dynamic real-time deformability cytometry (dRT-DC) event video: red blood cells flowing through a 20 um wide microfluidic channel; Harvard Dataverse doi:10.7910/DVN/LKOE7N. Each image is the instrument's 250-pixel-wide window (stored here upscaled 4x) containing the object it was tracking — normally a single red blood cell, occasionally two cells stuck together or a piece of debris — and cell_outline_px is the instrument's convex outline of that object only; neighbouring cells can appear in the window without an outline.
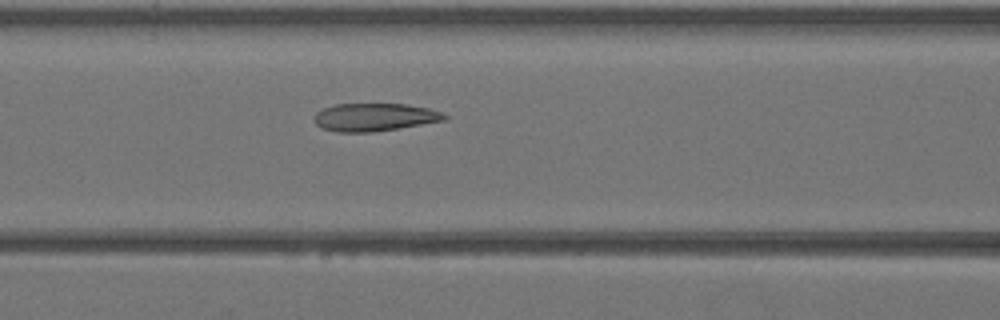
{"species": "Egyptian fruit bat (a non-hibernating species)", "species_latin": "Rousettus aegyptiacus", "temperature_condition": "warm", "stored_images_in_passage": 42, "camera_frame_rate_fps": 3000, "um_per_image_px": 0.085, "animal": {"sex": "female"}, "frame": {"image": 1, "passage_image": 18, "time_ms": 5.667, "image_size_px": [1000, 320], "cell_outline_px": [[448, 116], [444, 120], [372, 132], [336, 132], [320, 128], [316, 124], [312, 116], [316, 112], [324, 108], [336, 104], [404, 104], [428, 108], [444, 112]], "centroid_in_image_um": [31.78, 9.96], "position_along_channel_um": 134.8, "area_um2": 21.1}}
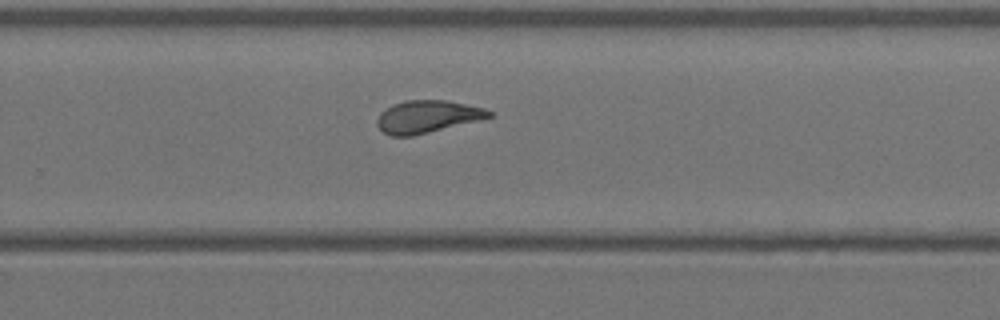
{"frame": {"image": 2, "passage_image": 28, "time_ms": 9.0, "image_size_px": [1000, 320], "cell_outline_px": [[492, 116], [480, 120], [412, 136], [388, 136], [376, 124], [376, 120], [380, 112], [392, 104], [404, 100], [448, 100], [484, 108], [492, 112]], "centroid_in_image_um": [36.29, 9.91], "position_along_channel_um": 293.5, "area_um2": 21.21}}
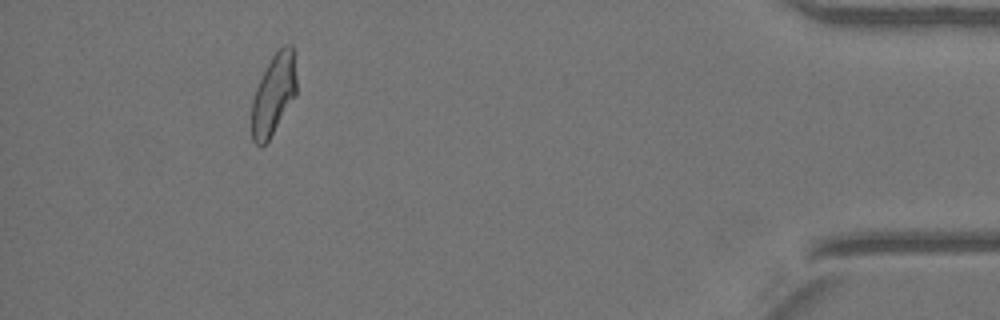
{"frame": {"image": 3, "passage_image": 39, "time_ms": 12.667, "image_size_px": [1000, 320], "cell_outline_px": [[296, 96], [268, 140], [260, 148], [252, 140], [252, 100], [256, 88], [272, 56], [284, 44], [292, 44], [296, 76]], "centroid_in_image_um": [23.26, 8.04], "position_along_channel_um": 411.9, "area_um2": 20.87}}